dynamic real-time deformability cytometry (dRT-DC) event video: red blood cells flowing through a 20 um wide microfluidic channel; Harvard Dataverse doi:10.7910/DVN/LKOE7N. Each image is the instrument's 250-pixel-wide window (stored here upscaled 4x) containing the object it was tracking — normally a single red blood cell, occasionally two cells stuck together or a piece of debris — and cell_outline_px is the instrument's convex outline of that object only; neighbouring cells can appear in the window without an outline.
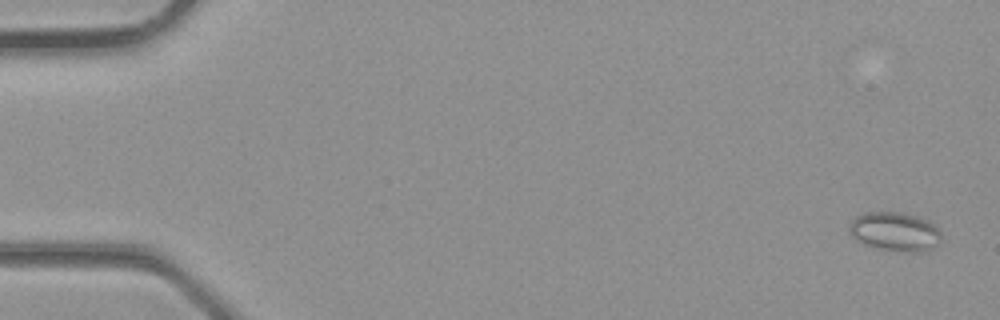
{"species": "common noctule bat (a hibernating species)", "species_latin": "Nyctalus noctula", "temperature_condition": "room temperature", "stored_images_in_passage": 7, "camera_frame_rate_fps": 3000, "um_per_image_px": 0.085, "animal": {"sex": "male", "body_mass_g": 23.1, "forearm_length_mm": 52.7}, "frame": {"image": 1, "passage_image": 1, "time_ms": 0.0, "image_size_px": [1000, 320], "cell_outline_px": [[940, 240], [936, 244], [924, 252], [908, 252], [880, 248], [864, 244], [856, 240], [852, 236], [848, 228], [852, 220], [856, 216], [864, 212], [900, 212], [916, 216], [932, 224], [940, 232]], "centroid_in_image_um": [76.02, 19.68], "position_along_channel_um": 9.0, "area_um2": 20.58}}
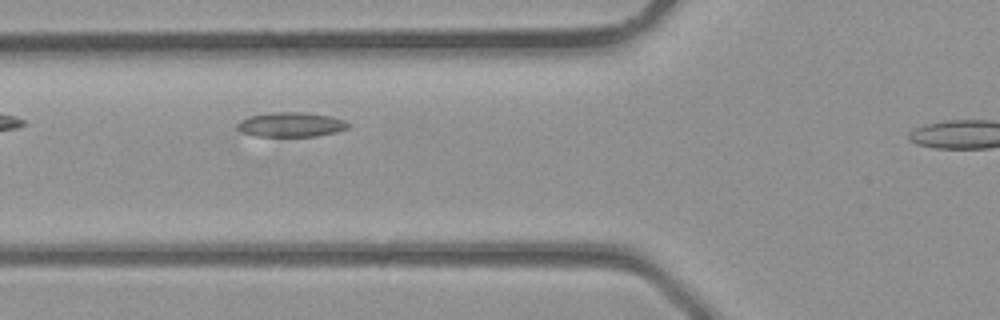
{"frame": {"image": 2, "passage_image": 5, "time_ms": 1.333, "image_size_px": [1000, 320], "cell_outline_px": [[348, 128], [336, 132], [316, 136], [260, 136], [240, 132], [236, 128], [236, 124], [240, 120], [248, 116], [272, 112], [300, 112], [332, 116], [344, 120], [348, 124]], "centroid_in_image_um": [24.7, 10.58], "position_along_channel_um": 101.1, "area_um2": 15.9}}
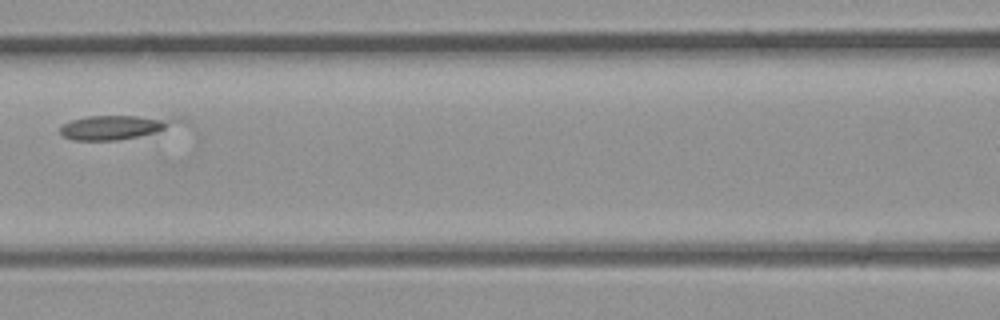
{"frame": {"image": 3, "passage_image": 6, "time_ms": 1.667, "image_size_px": [1000, 320], "cell_outline_px": [[192, 124], [156, 132], [116, 140], [72, 140], [64, 136], [60, 132], [60, 128], [64, 124], [72, 120], [88, 116], [180, 116], [188, 120]], "centroid_in_image_um": [10.09, 10.77], "position_along_channel_um": 156.5, "area_um2": 17.17}}